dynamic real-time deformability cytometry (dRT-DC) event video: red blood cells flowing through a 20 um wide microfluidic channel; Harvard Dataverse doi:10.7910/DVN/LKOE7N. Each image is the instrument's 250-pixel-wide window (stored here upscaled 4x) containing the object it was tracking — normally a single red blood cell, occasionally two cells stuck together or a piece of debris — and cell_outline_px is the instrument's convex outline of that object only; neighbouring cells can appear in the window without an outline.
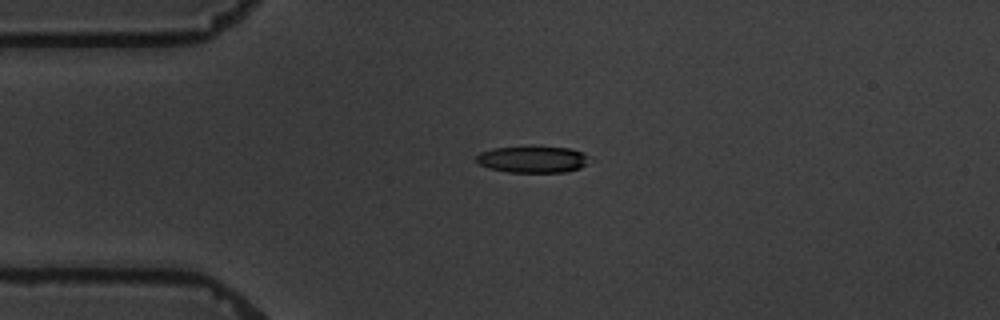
{"species": "common noctule bat (a hibernating species)", "species_latin": "Nyctalus noctula", "temperature_condition": "warm", "stored_images_in_passage": 2, "camera_frame_rate_fps": 3000, "um_per_image_px": 0.085, "animal": {"sex": "male", "body_mass_g": 19.5, "forearm_length_mm": 54.6}, "frame": {"image": 1, "passage_image": 1, "time_ms": 0.0, "image_size_px": [1000, 320], "cell_outline_px": [[584, 164], [580, 168], [564, 172], [508, 172], [488, 168], [480, 164], [476, 160], [476, 156], [480, 152], [492, 148], [528, 144], [536, 144], [572, 148], [584, 152]], "centroid_in_image_um": [45.2, 13.49], "position_along_channel_um": 39.8, "area_um2": 18.15}}